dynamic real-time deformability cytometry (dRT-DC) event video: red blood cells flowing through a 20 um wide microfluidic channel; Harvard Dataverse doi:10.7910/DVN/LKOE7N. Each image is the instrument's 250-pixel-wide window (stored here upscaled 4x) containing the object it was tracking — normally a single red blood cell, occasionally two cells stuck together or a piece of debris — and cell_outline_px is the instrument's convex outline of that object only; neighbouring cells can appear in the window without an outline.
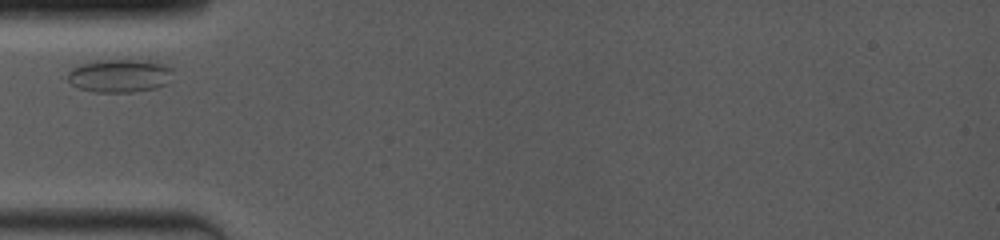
{"species": "common noctule bat (a hibernating species)", "species_latin": "Nyctalus noctula", "temperature_condition": "room temperature", "stored_images_in_passage": 38, "camera_frame_rate_fps": 4000, "um_per_image_px": 0.085, "animal": {"sex": "female", "body_mass_g": 19.0, "forearm_length_mm": 53.3}, "frame": {"image": 1, "passage_image": 1, "time_ms": 0.0, "image_size_px": [1000, 240], "cell_outline_px": [[172, 72], [164, 84], [156, 88], [132, 92], [92, 92], [80, 88], [72, 84], [68, 80], [68, 72], [72, 68], [80, 64], [100, 60], [156, 60], [172, 68]], "centroid_in_image_um": [10.16, 6.42], "position_along_channel_um": 74.8, "area_um2": 20.35}}
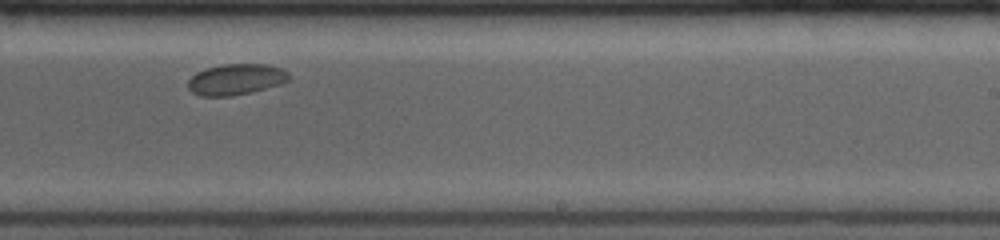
{"frame": {"image": 2, "passage_image": 22, "time_ms": 5.25, "image_size_px": [1000, 240], "cell_outline_px": [[288, 80], [280, 84], [232, 96], [200, 96], [192, 92], [188, 88], [188, 80], [196, 72], [208, 68], [224, 64], [264, 64], [280, 68], [288, 72]], "centroid_in_image_um": [20.01, 6.75], "position_along_channel_um": 269.0, "area_um2": 17.92}}
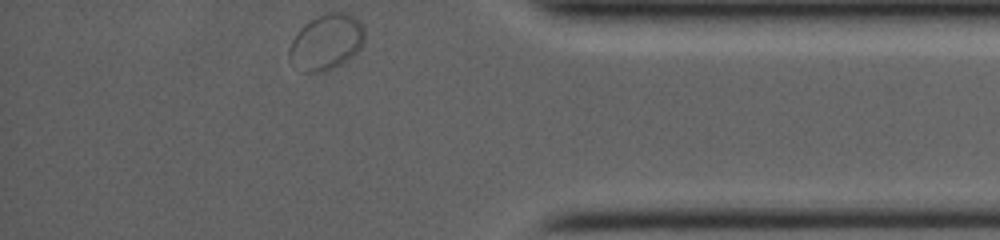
{"frame": {"image": 3, "passage_image": 38, "time_ms": 9.25, "image_size_px": [1000, 240], "cell_outline_px": [[364, 44], [344, 64], [328, 72], [300, 72], [288, 56], [288, 52], [292, 40], [300, 28], [304, 24], [328, 12], [344, 12], [360, 20], [364, 24]], "centroid_in_image_um": [27.76, 3.61], "position_along_channel_um": 407.4, "area_um2": 24.74}}